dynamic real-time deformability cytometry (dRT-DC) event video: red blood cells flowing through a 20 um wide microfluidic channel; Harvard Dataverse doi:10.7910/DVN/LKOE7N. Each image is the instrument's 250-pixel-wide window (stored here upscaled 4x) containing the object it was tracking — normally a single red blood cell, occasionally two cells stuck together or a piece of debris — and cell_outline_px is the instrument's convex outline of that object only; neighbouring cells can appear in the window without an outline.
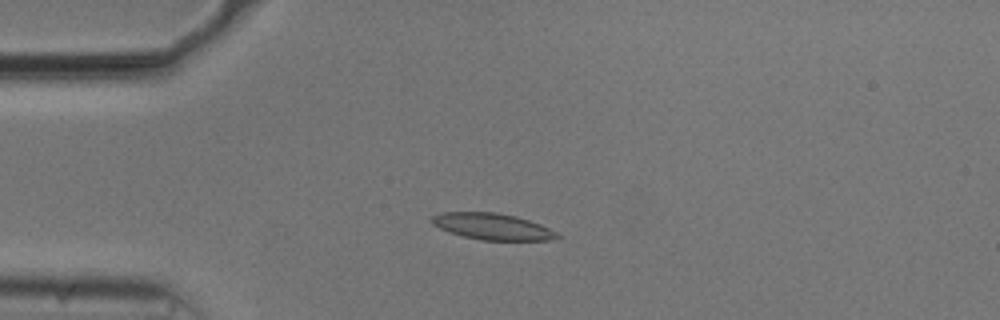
{"species": "common noctule bat (a hibernating species)", "species_latin": "Nyctalus noctula", "temperature_condition": "cold", "stored_images_in_passage": 54, "camera_frame_rate_fps": 3000, "um_per_image_px": 0.085, "animal": {"sex": "male", "body_mass_g": 20.5, "forearm_length_mm": 52.5}, "frame": {"image": 1, "passage_image": 13, "time_ms": 4.0, "image_size_px": [1000, 320], "cell_outline_px": [[560, 236], [548, 240], [480, 240], [448, 232], [432, 224], [428, 220], [432, 216], [440, 212], [496, 212], [516, 216], [540, 224], [556, 232]], "centroid_in_image_um": [41.78, 19.24], "position_along_channel_um": 43.2, "area_um2": 19.25}}
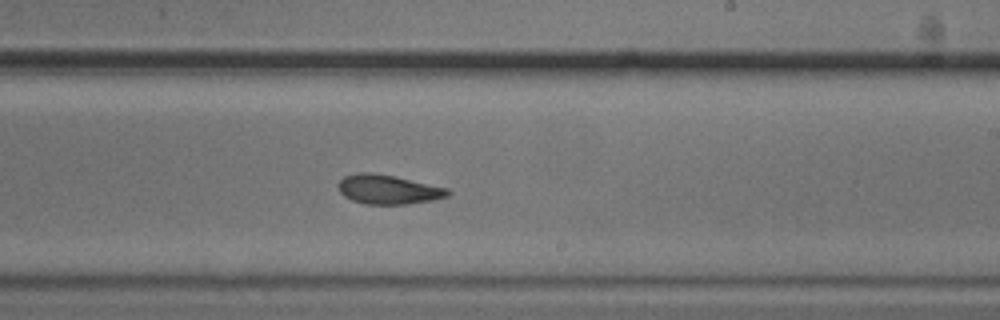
{"frame": {"image": 2, "passage_image": 32, "time_ms": 10.333, "image_size_px": [1000, 320], "cell_outline_px": [[452, 192], [448, 196], [432, 200], [408, 204], [364, 204], [352, 200], [344, 196], [340, 192], [336, 184], [344, 176], [356, 172], [372, 172], [396, 176], [448, 188]], "centroid_in_image_um": [32.98, 16.09], "position_along_channel_um": 256.0, "area_um2": 18.96}}
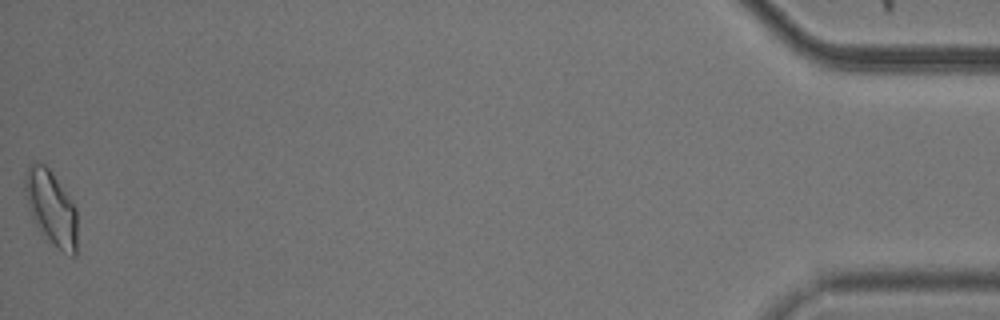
{"frame": {"image": 3, "passage_image": 54, "time_ms": 17.667, "image_size_px": [1000, 320], "cell_outline_px": [[76, 256], [72, 256], [64, 252], [32, 220], [24, 196], [24, 176], [28, 164], [32, 160], [36, 160], [44, 164], [52, 172], [76, 208]], "centroid_in_image_um": [4.3, 17.55], "position_along_channel_um": 430.9, "area_um2": 22.43}, "authors_computed_cell_mechanics": {"area_um2": 18.8139, "velocity_mm_per_s": 3.6997, "shape_relaxation_time_tau1_ms": null, "shape_relaxation_time_tau2_ms": 2.8504, "deformation_change_tau1": null, "deformation_change_tau2": 0.0877}}